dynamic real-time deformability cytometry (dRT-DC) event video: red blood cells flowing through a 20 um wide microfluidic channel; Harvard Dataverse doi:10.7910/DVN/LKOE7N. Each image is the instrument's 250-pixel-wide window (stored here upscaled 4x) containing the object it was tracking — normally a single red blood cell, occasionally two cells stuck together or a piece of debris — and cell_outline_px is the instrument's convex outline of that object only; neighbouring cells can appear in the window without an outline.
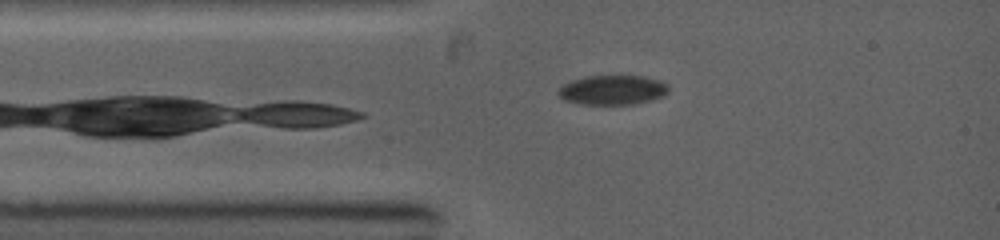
{"species": "common noctule bat (a hibernating species)", "species_latin": "Nyctalus noctula", "temperature_condition": "warm", "stored_images_in_passage": 2, "camera_frame_rate_fps": 5000, "um_per_image_px": 0.085, "animal": {"sex": "female", "body_mass_g": 19.0, "forearm_length_mm": 53.3}, "frame": {"image": 1, "passage_image": 1, "time_ms": 0.0, "image_size_px": [1000, 240], "cell_outline_px": [[668, 92], [664, 96], [652, 100], [632, 104], [580, 104], [564, 100], [556, 92], [564, 84], [572, 80], [584, 76], [644, 76], [660, 80], [668, 84]], "centroid_in_image_um": [52.09, 7.64], "position_along_channel_um": 32.9, "area_um2": 19.07}}